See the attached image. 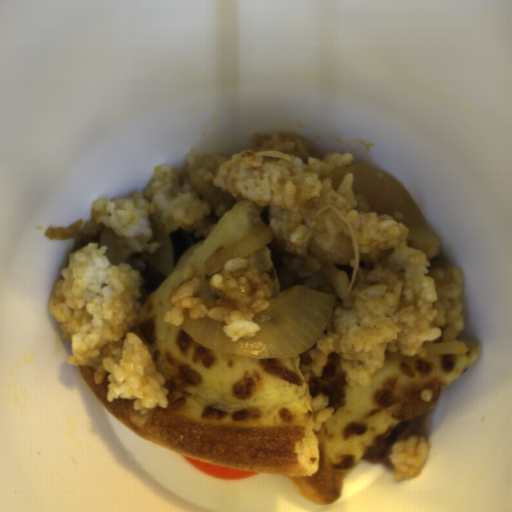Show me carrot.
Masks as SVG:
<instances>
[{
  "instance_id": "b8716197",
  "label": "carrot",
  "mask_w": 512,
  "mask_h": 512,
  "mask_svg": "<svg viewBox=\"0 0 512 512\" xmlns=\"http://www.w3.org/2000/svg\"><path fill=\"white\" fill-rule=\"evenodd\" d=\"M183 456V455H182ZM186 461L197 471L217 478V479H224V480H238V479H245L251 476H254L260 471H245V470H238V469H232L227 467H221L214 464H210L207 462H203L200 460H196L190 457L183 456Z\"/></svg>"
}]
</instances>
